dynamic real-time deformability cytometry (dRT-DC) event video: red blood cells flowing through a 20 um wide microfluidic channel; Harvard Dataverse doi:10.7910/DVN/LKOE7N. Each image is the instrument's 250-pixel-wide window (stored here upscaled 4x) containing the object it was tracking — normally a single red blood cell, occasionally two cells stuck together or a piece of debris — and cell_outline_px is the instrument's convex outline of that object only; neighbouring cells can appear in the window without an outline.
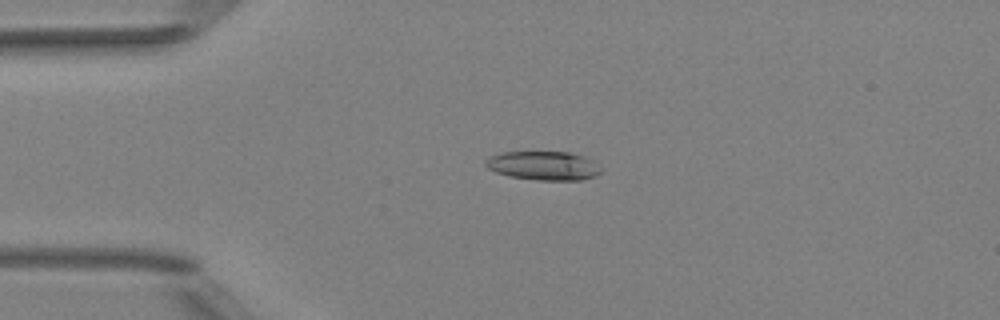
{"species": "Egyptian fruit bat (a non-hibernating species)", "species_latin": "Rousettus aegyptiacus", "temperature_condition": "room temperature", "stored_images_in_passage": 52, "camera_frame_rate_fps": 3000, "um_per_image_px": 0.085, "animal": {"sex": "female"}, "frame": {"image": 1, "passage_image": 13, "time_ms": 4.0, "image_size_px": [1000, 320], "cell_outline_px": [[600, 172], [596, 176], [580, 180], [540, 180], [508, 176], [496, 172], [488, 168], [484, 164], [484, 160], [500, 152], [568, 152], [580, 156], [588, 160], [600, 168]], "centroid_in_image_um": [46.12, 14.09], "position_along_channel_um": 38.9, "area_um2": 19.07}}
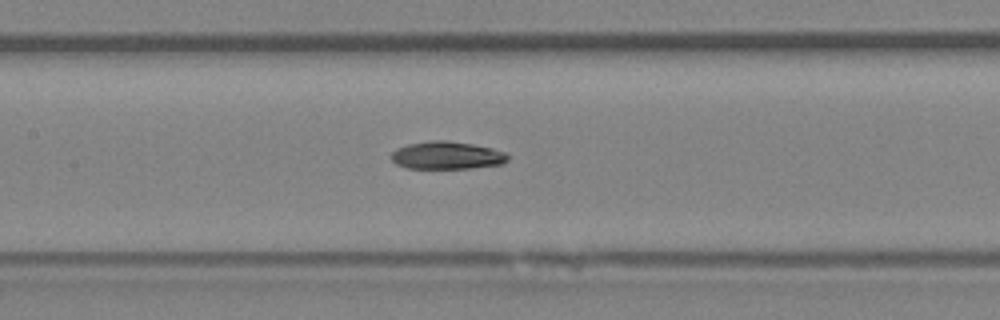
{"frame": {"image": 2, "passage_image": 25, "time_ms": 8.0, "image_size_px": [1000, 320], "cell_outline_px": [[508, 160], [504, 164], [472, 168], [408, 168], [396, 164], [392, 160], [392, 152], [396, 148], [408, 144], [432, 140], [444, 140], [472, 144], [492, 148], [504, 152], [508, 156]], "centroid_in_image_um": [37.99, 13.21], "position_along_channel_um": 169.4, "area_um2": 18.79}}
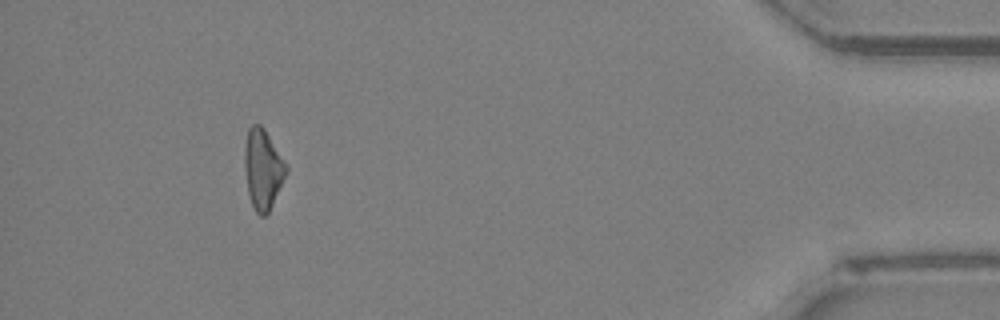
{"frame": {"image": 3, "passage_image": 48, "time_ms": 15.667, "image_size_px": [1000, 320], "cell_outline_px": [[288, 168], [272, 204], [268, 212], [264, 216], [260, 216], [256, 212], [252, 204], [248, 192], [244, 168], [244, 144], [248, 128], [252, 124], [260, 124], [264, 128], [288, 164]], "centroid_in_image_um": [22.33, 14.32], "position_along_channel_um": 412.9, "area_um2": 19.36}, "authors_computed_cell_mechanics": {"area_um2": 19.363, "velocity_mm_per_s": 4.0108, "shape_relaxation_time_tau1_ms": null, "shape_relaxation_time_tau2_ms": 4.2318, "deformation_change_tau1": null, "deformation_change_tau2": 0.1033}}